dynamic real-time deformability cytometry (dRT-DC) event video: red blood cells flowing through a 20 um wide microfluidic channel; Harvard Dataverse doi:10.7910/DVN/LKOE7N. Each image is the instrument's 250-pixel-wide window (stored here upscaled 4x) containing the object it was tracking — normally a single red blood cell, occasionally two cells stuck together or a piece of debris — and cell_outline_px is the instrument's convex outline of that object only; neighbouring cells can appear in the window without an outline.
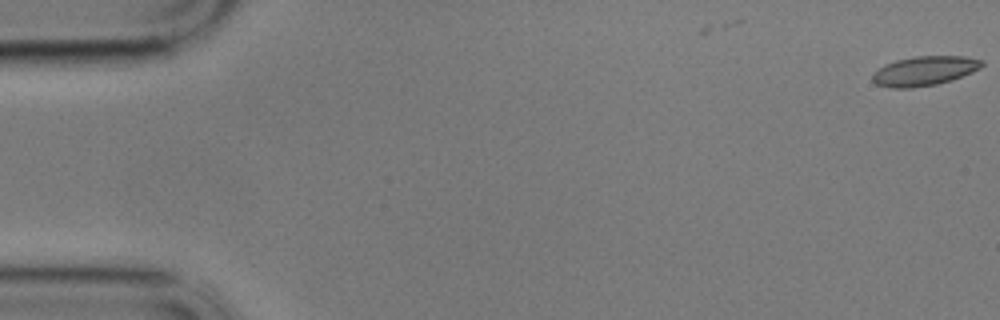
{"species": "common noctule bat (a hibernating species)", "species_latin": "Nyctalus noctula", "temperature_condition": "cold", "stored_images_in_passage": 3, "camera_frame_rate_fps": 3000, "um_per_image_px": 0.085, "animal": {"sex": "male", "body_mass_g": 17.9}, "frame": {"image": 1, "passage_image": 3, "time_ms": 0.667, "image_size_px": [1000, 320], "cell_outline_px": [[984, 64], [980, 68], [972, 72], [952, 80], [936, 84], [912, 88], [892, 88], [876, 84], [872, 80], [872, 72], [884, 64], [896, 60], [916, 56], [964, 56], [984, 60]], "centroid_in_image_um": [78.56, 6.02], "position_along_channel_um": 6.4, "area_um2": 18.9}}